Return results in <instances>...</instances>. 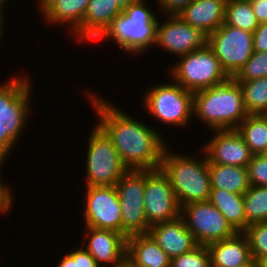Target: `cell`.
I'll return each mask as SVG.
<instances>
[{
	"label": "cell",
	"mask_w": 267,
	"mask_h": 267,
	"mask_svg": "<svg viewBox=\"0 0 267 267\" xmlns=\"http://www.w3.org/2000/svg\"><path fill=\"white\" fill-rule=\"evenodd\" d=\"M85 189L81 211L84 226L122 234L121 207L115 186H86Z\"/></svg>",
	"instance_id": "12"
},
{
	"label": "cell",
	"mask_w": 267,
	"mask_h": 267,
	"mask_svg": "<svg viewBox=\"0 0 267 267\" xmlns=\"http://www.w3.org/2000/svg\"><path fill=\"white\" fill-rule=\"evenodd\" d=\"M208 46L218 58L221 68L233 77L253 54V33L222 24L208 35Z\"/></svg>",
	"instance_id": "10"
},
{
	"label": "cell",
	"mask_w": 267,
	"mask_h": 267,
	"mask_svg": "<svg viewBox=\"0 0 267 267\" xmlns=\"http://www.w3.org/2000/svg\"><path fill=\"white\" fill-rule=\"evenodd\" d=\"M258 267H267V255L258 261Z\"/></svg>",
	"instance_id": "42"
},
{
	"label": "cell",
	"mask_w": 267,
	"mask_h": 267,
	"mask_svg": "<svg viewBox=\"0 0 267 267\" xmlns=\"http://www.w3.org/2000/svg\"><path fill=\"white\" fill-rule=\"evenodd\" d=\"M263 155L267 157V150L263 153Z\"/></svg>",
	"instance_id": "46"
},
{
	"label": "cell",
	"mask_w": 267,
	"mask_h": 267,
	"mask_svg": "<svg viewBox=\"0 0 267 267\" xmlns=\"http://www.w3.org/2000/svg\"><path fill=\"white\" fill-rule=\"evenodd\" d=\"M5 161L0 158V166L4 163Z\"/></svg>",
	"instance_id": "45"
},
{
	"label": "cell",
	"mask_w": 267,
	"mask_h": 267,
	"mask_svg": "<svg viewBox=\"0 0 267 267\" xmlns=\"http://www.w3.org/2000/svg\"><path fill=\"white\" fill-rule=\"evenodd\" d=\"M223 24L253 33L258 27L259 22L249 0H227Z\"/></svg>",
	"instance_id": "27"
},
{
	"label": "cell",
	"mask_w": 267,
	"mask_h": 267,
	"mask_svg": "<svg viewBox=\"0 0 267 267\" xmlns=\"http://www.w3.org/2000/svg\"><path fill=\"white\" fill-rule=\"evenodd\" d=\"M236 82L240 85L246 112L267 115V77Z\"/></svg>",
	"instance_id": "26"
},
{
	"label": "cell",
	"mask_w": 267,
	"mask_h": 267,
	"mask_svg": "<svg viewBox=\"0 0 267 267\" xmlns=\"http://www.w3.org/2000/svg\"><path fill=\"white\" fill-rule=\"evenodd\" d=\"M211 189L244 194L250 187L247 167L208 164Z\"/></svg>",
	"instance_id": "24"
},
{
	"label": "cell",
	"mask_w": 267,
	"mask_h": 267,
	"mask_svg": "<svg viewBox=\"0 0 267 267\" xmlns=\"http://www.w3.org/2000/svg\"><path fill=\"white\" fill-rule=\"evenodd\" d=\"M248 179L252 186H267V157L254 154L247 165Z\"/></svg>",
	"instance_id": "32"
},
{
	"label": "cell",
	"mask_w": 267,
	"mask_h": 267,
	"mask_svg": "<svg viewBox=\"0 0 267 267\" xmlns=\"http://www.w3.org/2000/svg\"><path fill=\"white\" fill-rule=\"evenodd\" d=\"M208 201L224 215L237 233H243L247 229L243 194L211 189Z\"/></svg>",
	"instance_id": "23"
},
{
	"label": "cell",
	"mask_w": 267,
	"mask_h": 267,
	"mask_svg": "<svg viewBox=\"0 0 267 267\" xmlns=\"http://www.w3.org/2000/svg\"><path fill=\"white\" fill-rule=\"evenodd\" d=\"M145 184L146 170H128L115 184L122 214V234L127 238L148 233L144 210Z\"/></svg>",
	"instance_id": "9"
},
{
	"label": "cell",
	"mask_w": 267,
	"mask_h": 267,
	"mask_svg": "<svg viewBox=\"0 0 267 267\" xmlns=\"http://www.w3.org/2000/svg\"><path fill=\"white\" fill-rule=\"evenodd\" d=\"M143 95V108L162 124L176 128L188 127L193 117V92L172 78L170 82L153 84Z\"/></svg>",
	"instance_id": "6"
},
{
	"label": "cell",
	"mask_w": 267,
	"mask_h": 267,
	"mask_svg": "<svg viewBox=\"0 0 267 267\" xmlns=\"http://www.w3.org/2000/svg\"><path fill=\"white\" fill-rule=\"evenodd\" d=\"M262 77H267V51H254L250 59L232 78L235 81H249Z\"/></svg>",
	"instance_id": "30"
},
{
	"label": "cell",
	"mask_w": 267,
	"mask_h": 267,
	"mask_svg": "<svg viewBox=\"0 0 267 267\" xmlns=\"http://www.w3.org/2000/svg\"><path fill=\"white\" fill-rule=\"evenodd\" d=\"M201 152L202 157L179 154L168 145L162 155L160 169L168 177L180 207L209 200L211 181L208 161Z\"/></svg>",
	"instance_id": "4"
},
{
	"label": "cell",
	"mask_w": 267,
	"mask_h": 267,
	"mask_svg": "<svg viewBox=\"0 0 267 267\" xmlns=\"http://www.w3.org/2000/svg\"><path fill=\"white\" fill-rule=\"evenodd\" d=\"M77 267H101L90 253L82 246L77 247Z\"/></svg>",
	"instance_id": "36"
},
{
	"label": "cell",
	"mask_w": 267,
	"mask_h": 267,
	"mask_svg": "<svg viewBox=\"0 0 267 267\" xmlns=\"http://www.w3.org/2000/svg\"><path fill=\"white\" fill-rule=\"evenodd\" d=\"M211 131L213 137L201 148L208 164L247 167L254 154L236 129Z\"/></svg>",
	"instance_id": "15"
},
{
	"label": "cell",
	"mask_w": 267,
	"mask_h": 267,
	"mask_svg": "<svg viewBox=\"0 0 267 267\" xmlns=\"http://www.w3.org/2000/svg\"><path fill=\"white\" fill-rule=\"evenodd\" d=\"M226 2L227 0H193L178 16L209 35L224 23Z\"/></svg>",
	"instance_id": "20"
},
{
	"label": "cell",
	"mask_w": 267,
	"mask_h": 267,
	"mask_svg": "<svg viewBox=\"0 0 267 267\" xmlns=\"http://www.w3.org/2000/svg\"><path fill=\"white\" fill-rule=\"evenodd\" d=\"M170 267H211L210 253L205 245L171 259Z\"/></svg>",
	"instance_id": "31"
},
{
	"label": "cell",
	"mask_w": 267,
	"mask_h": 267,
	"mask_svg": "<svg viewBox=\"0 0 267 267\" xmlns=\"http://www.w3.org/2000/svg\"><path fill=\"white\" fill-rule=\"evenodd\" d=\"M148 234L170 259L190 252L198 246L180 216L171 221L152 225L149 227Z\"/></svg>",
	"instance_id": "18"
},
{
	"label": "cell",
	"mask_w": 267,
	"mask_h": 267,
	"mask_svg": "<svg viewBox=\"0 0 267 267\" xmlns=\"http://www.w3.org/2000/svg\"><path fill=\"white\" fill-rule=\"evenodd\" d=\"M63 255L57 267H77V248Z\"/></svg>",
	"instance_id": "38"
},
{
	"label": "cell",
	"mask_w": 267,
	"mask_h": 267,
	"mask_svg": "<svg viewBox=\"0 0 267 267\" xmlns=\"http://www.w3.org/2000/svg\"><path fill=\"white\" fill-rule=\"evenodd\" d=\"M95 93L86 89L84 96L98 116L96 123L111 138L124 166L133 171L160 169L168 146L162 133Z\"/></svg>",
	"instance_id": "1"
},
{
	"label": "cell",
	"mask_w": 267,
	"mask_h": 267,
	"mask_svg": "<svg viewBox=\"0 0 267 267\" xmlns=\"http://www.w3.org/2000/svg\"><path fill=\"white\" fill-rule=\"evenodd\" d=\"M259 23L267 22V0H249Z\"/></svg>",
	"instance_id": "37"
},
{
	"label": "cell",
	"mask_w": 267,
	"mask_h": 267,
	"mask_svg": "<svg viewBox=\"0 0 267 267\" xmlns=\"http://www.w3.org/2000/svg\"><path fill=\"white\" fill-rule=\"evenodd\" d=\"M165 18L164 22L158 20L155 47L164 49L178 59L208 45V34L202 29L192 27L178 15H167Z\"/></svg>",
	"instance_id": "14"
},
{
	"label": "cell",
	"mask_w": 267,
	"mask_h": 267,
	"mask_svg": "<svg viewBox=\"0 0 267 267\" xmlns=\"http://www.w3.org/2000/svg\"><path fill=\"white\" fill-rule=\"evenodd\" d=\"M193 0H157L159 12L167 15H178Z\"/></svg>",
	"instance_id": "34"
},
{
	"label": "cell",
	"mask_w": 267,
	"mask_h": 267,
	"mask_svg": "<svg viewBox=\"0 0 267 267\" xmlns=\"http://www.w3.org/2000/svg\"><path fill=\"white\" fill-rule=\"evenodd\" d=\"M90 0H38V12L47 24L68 27L70 35L81 26Z\"/></svg>",
	"instance_id": "19"
},
{
	"label": "cell",
	"mask_w": 267,
	"mask_h": 267,
	"mask_svg": "<svg viewBox=\"0 0 267 267\" xmlns=\"http://www.w3.org/2000/svg\"><path fill=\"white\" fill-rule=\"evenodd\" d=\"M146 1L140 0L126 7L97 40H112L121 52L131 55L139 56L149 51L155 45L156 27L161 17L154 14L156 12Z\"/></svg>",
	"instance_id": "5"
},
{
	"label": "cell",
	"mask_w": 267,
	"mask_h": 267,
	"mask_svg": "<svg viewBox=\"0 0 267 267\" xmlns=\"http://www.w3.org/2000/svg\"><path fill=\"white\" fill-rule=\"evenodd\" d=\"M241 267H258V262L252 259L248 264Z\"/></svg>",
	"instance_id": "43"
},
{
	"label": "cell",
	"mask_w": 267,
	"mask_h": 267,
	"mask_svg": "<svg viewBox=\"0 0 267 267\" xmlns=\"http://www.w3.org/2000/svg\"><path fill=\"white\" fill-rule=\"evenodd\" d=\"M85 169L86 186H115L128 169L111 138L95 123L88 136Z\"/></svg>",
	"instance_id": "8"
},
{
	"label": "cell",
	"mask_w": 267,
	"mask_h": 267,
	"mask_svg": "<svg viewBox=\"0 0 267 267\" xmlns=\"http://www.w3.org/2000/svg\"><path fill=\"white\" fill-rule=\"evenodd\" d=\"M117 4L124 10L126 7H129L131 4L137 3L140 0H114Z\"/></svg>",
	"instance_id": "39"
},
{
	"label": "cell",
	"mask_w": 267,
	"mask_h": 267,
	"mask_svg": "<svg viewBox=\"0 0 267 267\" xmlns=\"http://www.w3.org/2000/svg\"><path fill=\"white\" fill-rule=\"evenodd\" d=\"M126 258L135 267H170L171 263V259L148 233L127 238Z\"/></svg>",
	"instance_id": "22"
},
{
	"label": "cell",
	"mask_w": 267,
	"mask_h": 267,
	"mask_svg": "<svg viewBox=\"0 0 267 267\" xmlns=\"http://www.w3.org/2000/svg\"><path fill=\"white\" fill-rule=\"evenodd\" d=\"M29 76H12L0 83V158L5 162L30 119L33 83Z\"/></svg>",
	"instance_id": "3"
},
{
	"label": "cell",
	"mask_w": 267,
	"mask_h": 267,
	"mask_svg": "<svg viewBox=\"0 0 267 267\" xmlns=\"http://www.w3.org/2000/svg\"><path fill=\"white\" fill-rule=\"evenodd\" d=\"M83 247L101 267H114L126 258L127 237L119 232L85 226ZM88 238V239H87ZM109 265V266H107Z\"/></svg>",
	"instance_id": "16"
},
{
	"label": "cell",
	"mask_w": 267,
	"mask_h": 267,
	"mask_svg": "<svg viewBox=\"0 0 267 267\" xmlns=\"http://www.w3.org/2000/svg\"><path fill=\"white\" fill-rule=\"evenodd\" d=\"M243 233L248 239L252 259L258 262L267 255V222L250 224Z\"/></svg>",
	"instance_id": "29"
},
{
	"label": "cell",
	"mask_w": 267,
	"mask_h": 267,
	"mask_svg": "<svg viewBox=\"0 0 267 267\" xmlns=\"http://www.w3.org/2000/svg\"><path fill=\"white\" fill-rule=\"evenodd\" d=\"M253 154L267 150V115H248L236 128Z\"/></svg>",
	"instance_id": "25"
},
{
	"label": "cell",
	"mask_w": 267,
	"mask_h": 267,
	"mask_svg": "<svg viewBox=\"0 0 267 267\" xmlns=\"http://www.w3.org/2000/svg\"><path fill=\"white\" fill-rule=\"evenodd\" d=\"M253 50L256 52L267 51V22L259 23L253 32Z\"/></svg>",
	"instance_id": "35"
},
{
	"label": "cell",
	"mask_w": 267,
	"mask_h": 267,
	"mask_svg": "<svg viewBox=\"0 0 267 267\" xmlns=\"http://www.w3.org/2000/svg\"><path fill=\"white\" fill-rule=\"evenodd\" d=\"M238 82H226L193 92V118L210 130L236 129L248 116Z\"/></svg>",
	"instance_id": "2"
},
{
	"label": "cell",
	"mask_w": 267,
	"mask_h": 267,
	"mask_svg": "<svg viewBox=\"0 0 267 267\" xmlns=\"http://www.w3.org/2000/svg\"><path fill=\"white\" fill-rule=\"evenodd\" d=\"M180 217L198 245L207 246L237 233L209 201L193 202L180 207Z\"/></svg>",
	"instance_id": "11"
},
{
	"label": "cell",
	"mask_w": 267,
	"mask_h": 267,
	"mask_svg": "<svg viewBox=\"0 0 267 267\" xmlns=\"http://www.w3.org/2000/svg\"><path fill=\"white\" fill-rule=\"evenodd\" d=\"M5 162L0 166V172L2 171V169L4 168ZM3 178L1 177V173H0V215H6L10 212V210H12L11 208L14 205V196L13 195V190L11 191L10 189H12L11 187L4 184Z\"/></svg>",
	"instance_id": "33"
},
{
	"label": "cell",
	"mask_w": 267,
	"mask_h": 267,
	"mask_svg": "<svg viewBox=\"0 0 267 267\" xmlns=\"http://www.w3.org/2000/svg\"><path fill=\"white\" fill-rule=\"evenodd\" d=\"M211 267H241L251 260L249 242L244 233L207 245Z\"/></svg>",
	"instance_id": "21"
},
{
	"label": "cell",
	"mask_w": 267,
	"mask_h": 267,
	"mask_svg": "<svg viewBox=\"0 0 267 267\" xmlns=\"http://www.w3.org/2000/svg\"><path fill=\"white\" fill-rule=\"evenodd\" d=\"M5 15H4V12H2V11H0V43H1V40H2V34L4 33V23H5V17H4Z\"/></svg>",
	"instance_id": "40"
},
{
	"label": "cell",
	"mask_w": 267,
	"mask_h": 267,
	"mask_svg": "<svg viewBox=\"0 0 267 267\" xmlns=\"http://www.w3.org/2000/svg\"><path fill=\"white\" fill-rule=\"evenodd\" d=\"M246 224L267 222V186H252L243 194Z\"/></svg>",
	"instance_id": "28"
},
{
	"label": "cell",
	"mask_w": 267,
	"mask_h": 267,
	"mask_svg": "<svg viewBox=\"0 0 267 267\" xmlns=\"http://www.w3.org/2000/svg\"><path fill=\"white\" fill-rule=\"evenodd\" d=\"M7 1L8 0H0V11H5L4 9V7H5V5H6V3H7Z\"/></svg>",
	"instance_id": "44"
},
{
	"label": "cell",
	"mask_w": 267,
	"mask_h": 267,
	"mask_svg": "<svg viewBox=\"0 0 267 267\" xmlns=\"http://www.w3.org/2000/svg\"><path fill=\"white\" fill-rule=\"evenodd\" d=\"M123 9L114 0H90L81 26L72 34V40L81 43L97 42Z\"/></svg>",
	"instance_id": "17"
},
{
	"label": "cell",
	"mask_w": 267,
	"mask_h": 267,
	"mask_svg": "<svg viewBox=\"0 0 267 267\" xmlns=\"http://www.w3.org/2000/svg\"><path fill=\"white\" fill-rule=\"evenodd\" d=\"M114 267H135L127 258Z\"/></svg>",
	"instance_id": "41"
},
{
	"label": "cell",
	"mask_w": 267,
	"mask_h": 267,
	"mask_svg": "<svg viewBox=\"0 0 267 267\" xmlns=\"http://www.w3.org/2000/svg\"><path fill=\"white\" fill-rule=\"evenodd\" d=\"M144 210L149 227L180 216V206L174 191L161 169L146 170Z\"/></svg>",
	"instance_id": "13"
},
{
	"label": "cell",
	"mask_w": 267,
	"mask_h": 267,
	"mask_svg": "<svg viewBox=\"0 0 267 267\" xmlns=\"http://www.w3.org/2000/svg\"><path fill=\"white\" fill-rule=\"evenodd\" d=\"M168 71L170 78L191 92L215 87L230 78L208 45L179 57Z\"/></svg>",
	"instance_id": "7"
}]
</instances>
